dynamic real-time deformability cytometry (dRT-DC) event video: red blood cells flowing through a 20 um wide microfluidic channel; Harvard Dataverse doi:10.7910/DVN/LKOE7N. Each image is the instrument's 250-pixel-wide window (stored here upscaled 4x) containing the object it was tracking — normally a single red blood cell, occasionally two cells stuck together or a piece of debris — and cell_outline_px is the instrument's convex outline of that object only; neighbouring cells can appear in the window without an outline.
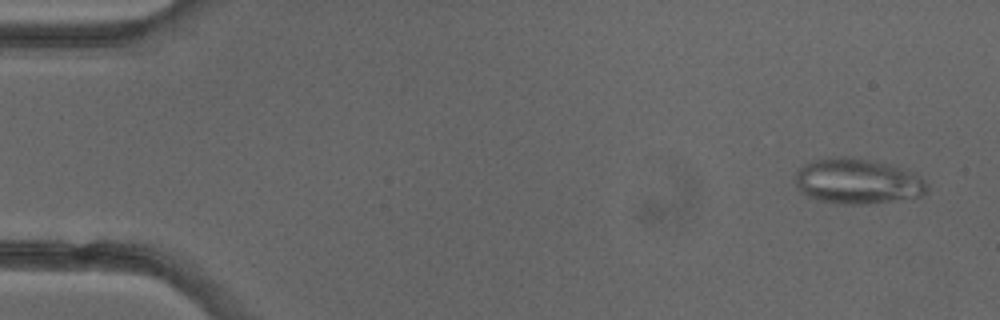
{"species": "common noctule bat (a hibernating species)", "species_latin": "Nyctalus noctula", "temperature_condition": "cold", "stored_images_in_passage": 5, "camera_frame_rate_fps": 3000, "um_per_image_px": 0.085, "animal": {"sex": "female"}, "frame": {"image": 1, "passage_image": 1, "time_ms": 0.0, "image_size_px": [1000, 320], "cell_outline_px": [[928, 192], [920, 196], [868, 204], [836, 204], [816, 200], [800, 192], [796, 188], [796, 172], [804, 164], [828, 156], [852, 156], [888, 164], [912, 172], [920, 176], [928, 184]], "centroid_in_image_um": [72.86, 15.41], "position_along_channel_um": 12.1, "area_um2": 35.14}}
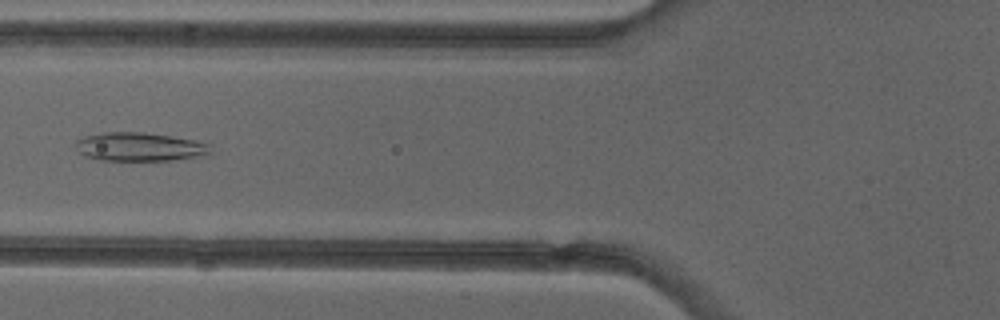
{"frame": {"image": 2, "passage_image": 5, "time_ms": 5.667, "image_size_px": [1000, 320], "cell_outline_px": [[212, 152], [196, 156], [172, 160], [100, 160], [84, 156], [72, 144], [76, 140], [84, 136], [104, 132], [144, 132], [192, 140], [208, 144]], "centroid_in_image_um": [11.76, 12.47], "position_along_channel_um": 114.0, "area_um2": 22.25}}